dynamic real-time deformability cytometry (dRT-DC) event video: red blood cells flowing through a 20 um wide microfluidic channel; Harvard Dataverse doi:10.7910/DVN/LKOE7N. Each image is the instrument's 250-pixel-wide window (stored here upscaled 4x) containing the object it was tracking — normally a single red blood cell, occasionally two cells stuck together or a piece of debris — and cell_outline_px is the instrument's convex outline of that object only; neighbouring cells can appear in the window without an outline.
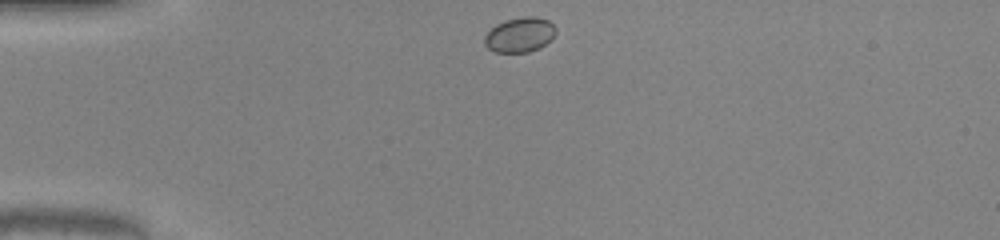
{"species": "common noctule bat (a hibernating species)", "species_latin": "Nyctalus noctula", "temperature_condition": "warm", "stored_images_in_passage": 39, "camera_frame_rate_fps": 3000, "um_per_image_px": 0.085, "animal": {"sex": "male", "body_mass_g": 20.0, "forearm_length_mm": 53.3}, "frame": {"image": 1, "passage_image": 1, "time_ms": 0.0, "image_size_px": [1000, 240], "cell_outline_px": [[556, 32], [540, 48], [528, 52], [496, 52], [488, 48], [484, 44], [484, 36], [496, 24], [508, 20], [524, 16], [536, 16], [548, 20], [556, 28]], "centroid_in_image_um": [44.17, 2.95], "position_along_channel_um": 40.8, "area_um2": 14.28}}
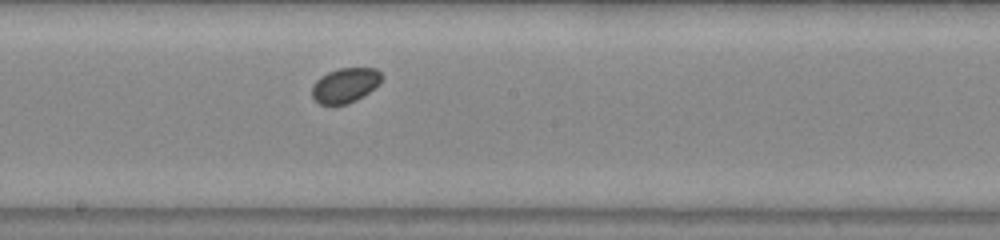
{"frame": {"image": 2, "passage_image": 17, "time_ms": 5.333, "image_size_px": [1000, 240], "cell_outline_px": [[384, 76], [380, 84], [356, 100], [348, 104], [320, 104], [312, 96], [312, 84], [320, 76], [328, 72], [340, 68], [376, 68]], "centroid_in_image_um": [29.35, 7.23], "position_along_channel_um": 218.8, "area_um2": 14.16}}
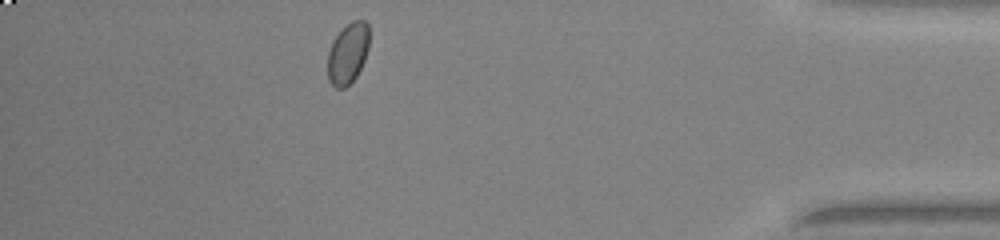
{"frame": {"image": 3, "passage_image": 34, "time_ms": 11.0, "image_size_px": [1000, 240], "cell_outline_px": [[368, 48], [364, 60], [356, 76], [344, 88], [336, 88], [328, 80], [328, 52], [332, 40], [352, 20], [364, 20], [368, 24]], "centroid_in_image_um": [29.55, 4.53], "position_along_channel_um": 405.6, "area_um2": 14.51}, "authors_computed_cell_mechanics": {"area_um2": 14.2188, "velocity_mm_per_s": 4.0343, "shape_relaxation_time_tau1_ms": 0.8371, "shape_relaxation_time_tau2_ms": null, "deformation_change_tau1": 0.0207, "deformation_change_tau2": null}}